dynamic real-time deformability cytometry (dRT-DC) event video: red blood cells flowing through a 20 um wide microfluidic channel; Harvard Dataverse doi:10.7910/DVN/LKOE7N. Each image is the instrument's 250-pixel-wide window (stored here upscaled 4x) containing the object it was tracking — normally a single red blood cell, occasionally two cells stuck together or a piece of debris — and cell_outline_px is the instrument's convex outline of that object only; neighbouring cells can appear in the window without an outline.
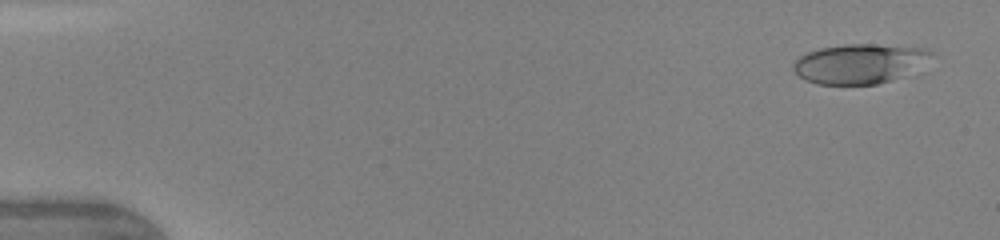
{"species": "human", "species_latin": "Homo sapiens", "temperature_condition": "warm", "stored_images_in_passage": 31, "camera_frame_rate_fps": 3000, "um_per_image_px": 0.085, "donor": {"sex": "female"}, "frame": {"image": 1, "passage_image": 1, "time_ms": 0.0, "image_size_px": [1000, 240], "cell_outline_px": [[932, 52], [908, 76], [876, 84], [816, 84], [804, 80], [792, 68], [792, 64], [800, 56], [808, 52], [820, 48], [844, 44], [872, 44], [932, 48]], "centroid_in_image_um": [73.04, 5.41], "position_along_channel_um": 12.0, "area_um2": 31.79}}
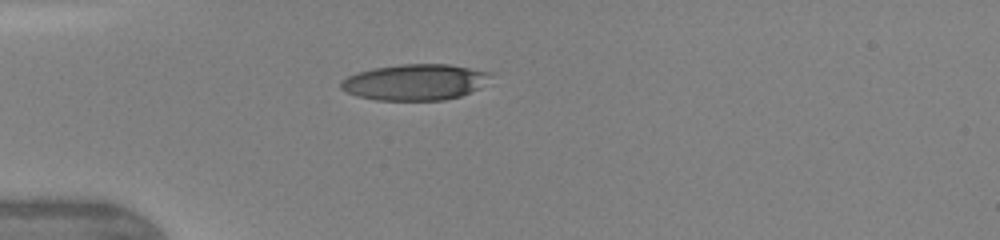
{"frame": {"image": 2, "passage_image": 9, "time_ms": 3.667, "image_size_px": [1000, 240], "cell_outline_px": [[496, 72], [480, 88], [460, 96], [444, 100], [376, 100], [356, 96], [340, 88], [340, 80], [356, 72], [372, 68], [400, 64], [448, 64]], "centroid_in_image_um": [35.3, 6.97], "position_along_channel_um": 49.7, "area_um2": 31.79}}
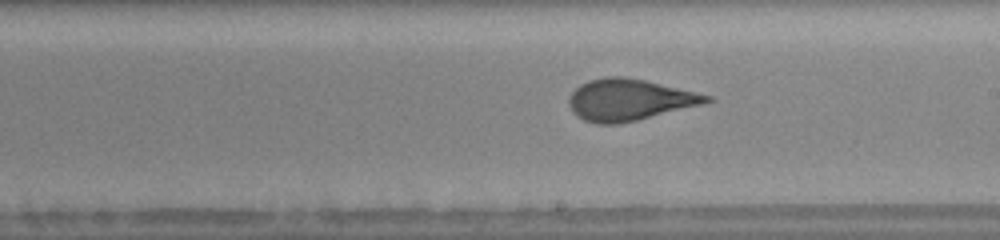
{"frame": {"image": 3, "passage_image": 23, "time_ms": 8.333, "image_size_px": [1000, 240], "cell_outline_px": [[716, 100], [704, 104], [620, 124], [596, 124], [584, 120], [576, 116], [572, 112], [568, 104], [568, 96], [580, 84], [588, 80], [604, 76], [624, 76], [644, 80], [696, 92], [712, 96]], "centroid_in_image_um": [53.46, 8.48], "position_along_channel_um": 235.5, "area_um2": 33.52}}